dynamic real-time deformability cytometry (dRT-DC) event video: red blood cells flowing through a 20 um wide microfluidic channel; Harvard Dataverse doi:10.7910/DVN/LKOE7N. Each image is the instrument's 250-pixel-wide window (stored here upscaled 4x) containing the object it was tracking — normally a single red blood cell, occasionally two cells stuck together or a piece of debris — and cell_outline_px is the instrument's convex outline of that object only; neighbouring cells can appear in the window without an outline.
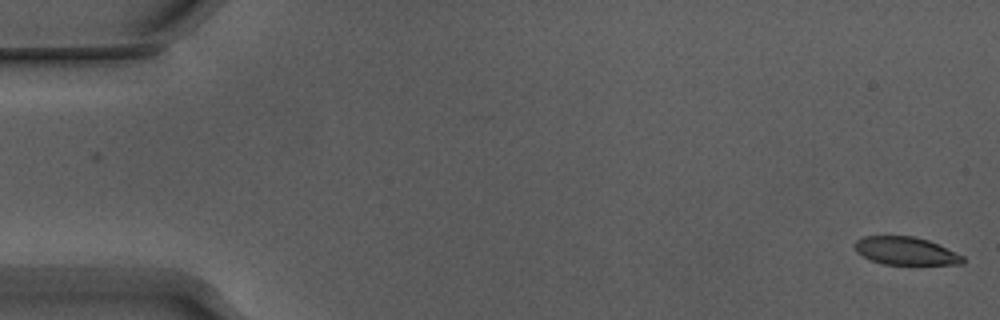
{"species": "Egyptian fruit bat (a non-hibernating species)", "species_latin": "Rousettus aegyptiacus", "temperature_condition": "warm", "stored_images_in_passage": 54, "camera_frame_rate_fps": 3000, "um_per_image_px": 0.085, "animal": {"sex": "male"}, "frame": {"image": 1, "passage_image": 1, "time_ms": 0.0, "image_size_px": [1000, 320], "cell_outline_px": [[964, 264], [884, 264], [872, 260], [856, 252], [856, 240], [864, 236], [912, 236], [928, 240], [964, 256]], "centroid_in_image_um": [77.0, 21.33], "position_along_channel_um": 8.0, "area_um2": 17.28}}
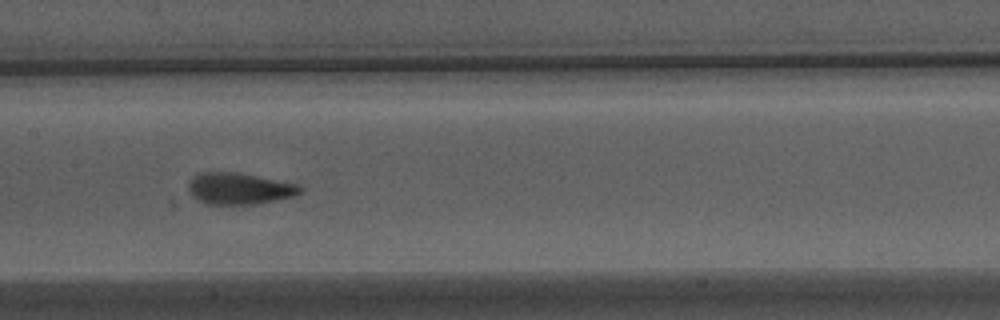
{"frame": {"image": 2, "passage_image": 27, "time_ms": 8.667, "image_size_px": [1000, 320], "cell_outline_px": [[304, 188], [300, 192], [292, 196], [276, 200], [256, 204], [232, 208], [204, 204], [192, 196], [188, 192], [188, 184], [192, 176], [200, 172], [236, 172], [296, 184]], "centroid_in_image_um": [20.24, 16.08], "position_along_channel_um": 187.2, "area_um2": 21.21}}
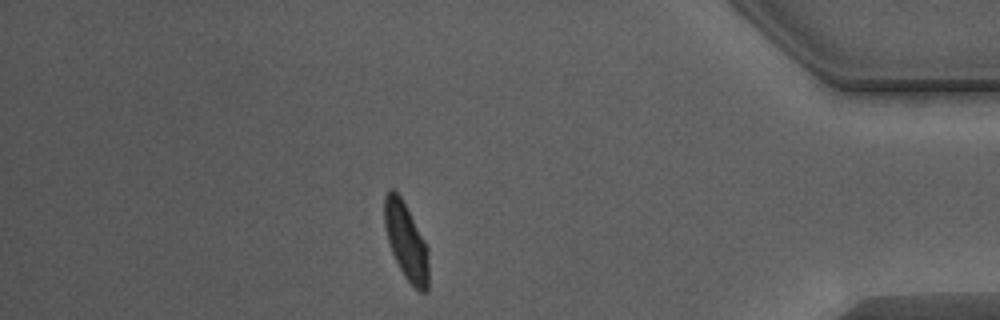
{"frame": {"image": 3, "passage_image": 47, "time_ms": 15.333, "image_size_px": [1000, 320], "cell_outline_px": [[428, 292], [420, 292], [404, 276], [392, 252], [388, 240], [384, 224], [384, 196], [392, 188], [400, 196], [424, 240], [428, 248]], "centroid_in_image_um": [34.52, 20.53], "position_along_channel_um": 400.7, "area_um2": 19.36}, "authors_computed_cell_mechanics": {"area_um2": 19.8832, "velocity_mm_per_s": 3.8294, "shape_relaxation_time_tau1_ms": 4.1098, "shape_relaxation_time_tau2_ms": 0.8423, "deformation_change_tau1": 0.1844, "deformation_change_tau2": 0.0725}}